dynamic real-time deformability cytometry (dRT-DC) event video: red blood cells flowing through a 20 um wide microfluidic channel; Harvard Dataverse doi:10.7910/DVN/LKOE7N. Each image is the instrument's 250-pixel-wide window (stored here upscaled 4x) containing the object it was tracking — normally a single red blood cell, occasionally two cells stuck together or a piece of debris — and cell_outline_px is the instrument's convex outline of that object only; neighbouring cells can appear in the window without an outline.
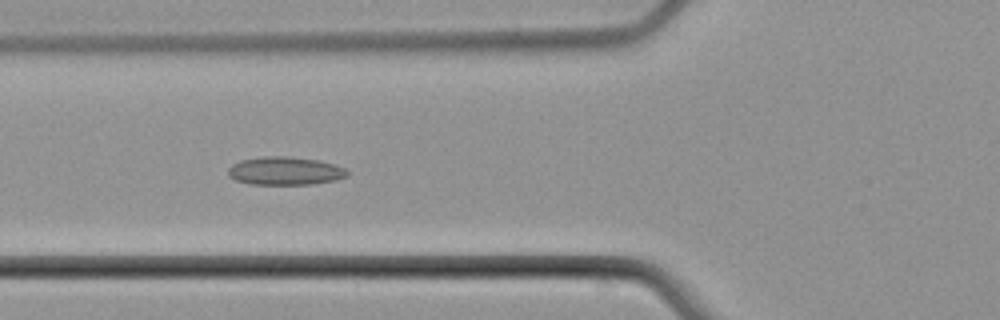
{"species": "common noctule bat (a hibernating species)", "species_latin": "Nyctalus noctula", "temperature_condition": "cold", "stored_images_in_passage": 6, "camera_frame_rate_fps": 3000, "um_per_image_px": 0.085, "animal": {"sex": "male", "body_mass_g": 21.5, "forearm_length_mm": 52.0}, "frame": {"image": 1, "passage_image": 4, "time_ms": 3.667, "image_size_px": [1000, 320], "cell_outline_px": [[348, 176], [336, 180], [312, 184], [248, 184], [236, 180], [228, 176], [228, 168], [232, 164], [240, 160], [264, 156], [288, 156], [316, 160], [336, 164], [344, 168], [348, 172]], "centroid_in_image_um": [24.22, 14.52], "position_along_channel_um": 101.6, "area_um2": 19.65}}
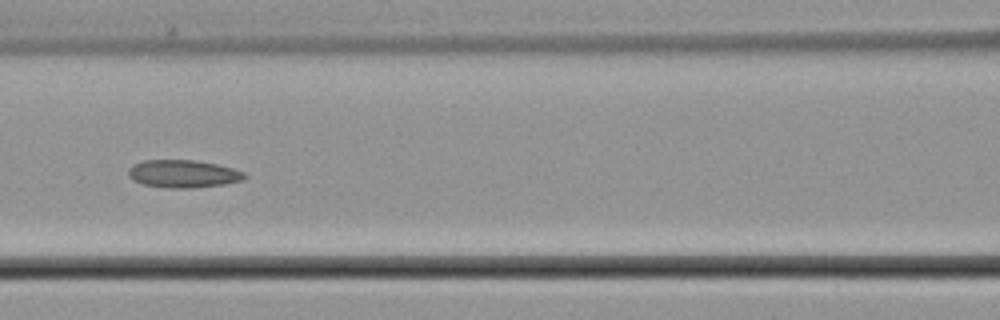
{"frame": {"image": 2, "passage_image": 5, "time_ms": 5.0, "image_size_px": [1000, 320], "cell_outline_px": [[248, 176], [240, 180], [224, 184], [192, 188], [168, 188], [144, 184], [132, 180], [128, 176], [128, 168], [132, 164], [144, 160], [192, 160], [216, 164], [232, 168], [244, 172]], "centroid_in_image_um": [15.52, 14.77], "position_along_channel_um": 151.1, "area_um2": 18.73}}
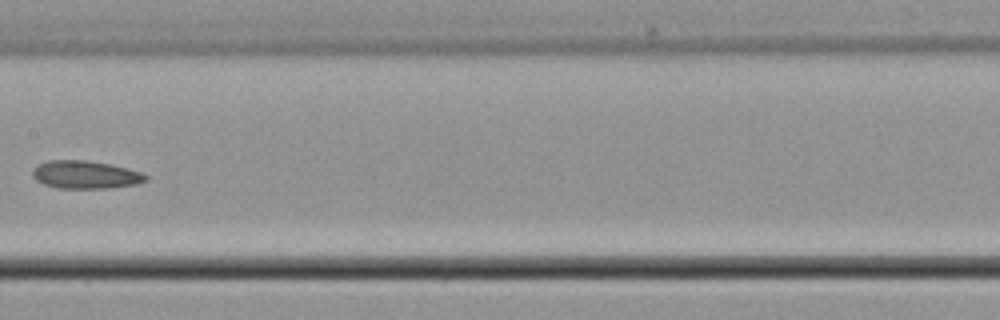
{"frame": {"image": 3, "passage_image": 6, "time_ms": 6.333, "image_size_px": [1000, 320], "cell_outline_px": [[148, 180], [136, 184], [108, 188], [56, 188], [44, 184], [36, 180], [32, 176], [32, 172], [36, 164], [48, 160], [84, 160], [112, 164], [140, 172], [148, 176]], "centroid_in_image_um": [7.23, 14.84], "position_along_channel_um": 200.2, "area_um2": 18.5}}